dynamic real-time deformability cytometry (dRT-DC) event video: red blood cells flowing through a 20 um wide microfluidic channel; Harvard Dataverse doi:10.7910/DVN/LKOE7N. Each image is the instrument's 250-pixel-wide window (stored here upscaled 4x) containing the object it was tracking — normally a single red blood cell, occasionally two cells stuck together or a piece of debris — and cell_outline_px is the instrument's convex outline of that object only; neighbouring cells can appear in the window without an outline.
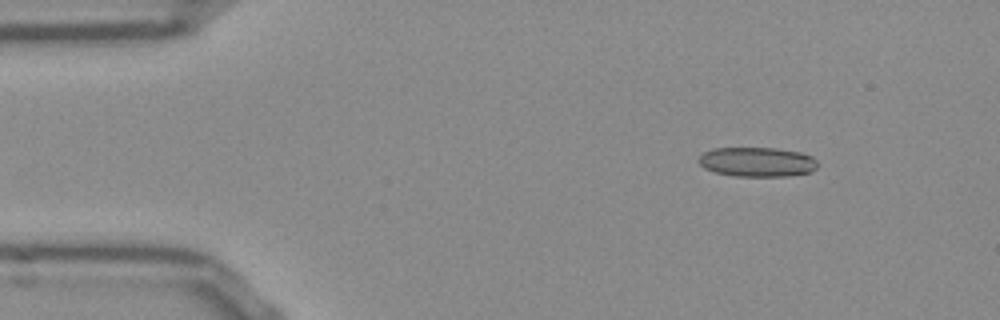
{"species": "Egyptian fruit bat (a non-hibernating species)", "species_latin": "Rousettus aegyptiacus", "temperature_condition": "room temperature", "stored_images_in_passage": 50, "camera_frame_rate_fps": 3000, "um_per_image_px": 0.085, "frame": {"image": 1, "passage_image": 4, "time_ms": 1.0, "image_size_px": [1000, 320], "cell_outline_px": [[816, 168], [808, 172], [788, 176], [736, 176], [716, 172], [704, 168], [696, 160], [704, 152], [712, 148], [776, 148], [800, 152], [812, 156], [816, 160]], "centroid_in_image_um": [64.33, 13.76], "position_along_channel_um": 20.7, "area_um2": 20.4}}
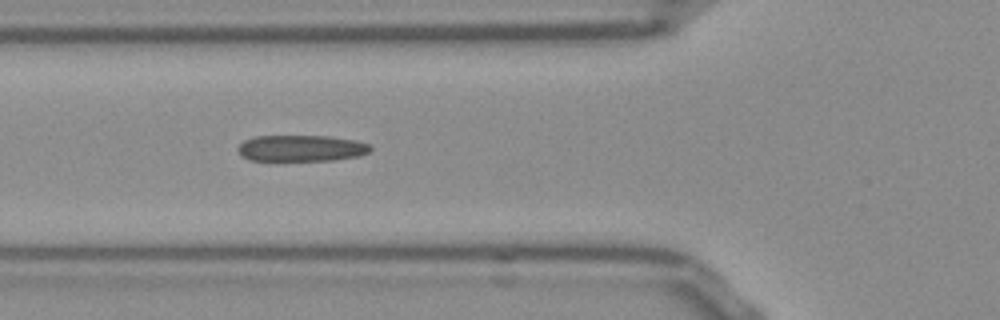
{"frame": {"image": 2, "passage_image": 16, "time_ms": 5.0, "image_size_px": [1000, 320], "cell_outline_px": [[372, 148], [368, 152], [360, 156], [332, 160], [248, 160], [236, 148], [244, 140], [256, 136], [328, 136], [356, 140], [368, 144]], "centroid_in_image_um": [25.62, 12.59], "position_along_channel_um": 100.2, "area_um2": 20.17}}
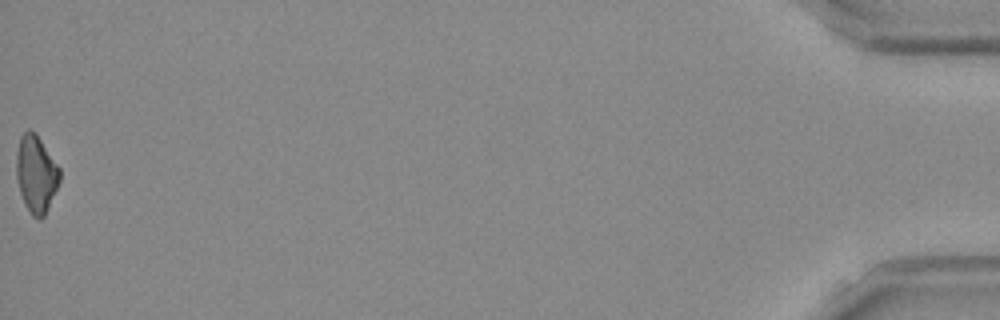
{"frame": {"image": 3, "passage_image": 50, "time_ms": 16.333, "image_size_px": [1000, 320], "cell_outline_px": [[60, 180], [44, 216], [40, 220], [32, 216], [24, 204], [20, 192], [16, 176], [16, 156], [20, 136], [28, 128], [36, 132], [60, 168]], "centroid_in_image_um": [3.06, 14.76], "position_along_channel_um": 432.1, "area_um2": 19.59}, "authors_computed_cell_mechanics": {"area_um2": 20.5768, "velocity_mm_per_s": 3.8641, "shape_relaxation_time_tau1_ms": null, "shape_relaxation_time_tau2_ms": 2.1218, "deformation_change_tau1": null, "deformation_change_tau2": 0.1234}}